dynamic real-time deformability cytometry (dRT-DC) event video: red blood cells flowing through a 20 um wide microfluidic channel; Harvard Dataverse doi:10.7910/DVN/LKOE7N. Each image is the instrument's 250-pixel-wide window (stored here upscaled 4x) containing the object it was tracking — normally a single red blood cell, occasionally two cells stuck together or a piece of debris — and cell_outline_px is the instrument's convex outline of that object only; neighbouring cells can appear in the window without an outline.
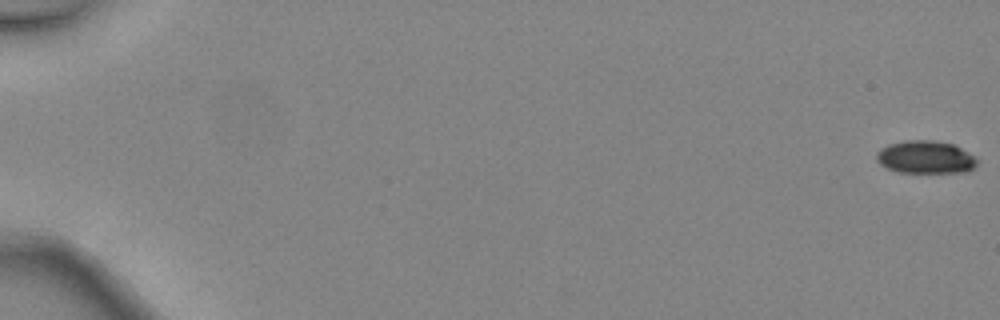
{"species": "common noctule bat (a hibernating species)", "species_latin": "Nyctalus noctula", "temperature_condition": "warm", "stored_images_in_passage": 12, "camera_frame_rate_fps": 3000, "um_per_image_px": 0.085, "animal": {"sex": "female", "body_mass_g": 24.6, "forearm_length_mm": 56.2}, "frame": {"image": 1, "passage_image": 1, "time_ms": 0.0, "image_size_px": [1000, 320], "cell_outline_px": [[976, 164], [968, 172], [896, 172], [880, 164], [876, 160], [876, 152], [880, 148], [888, 144], [904, 140], [936, 140], [952, 144], [976, 156]], "centroid_in_image_um": [78.64, 13.35], "position_along_channel_um": 6.4, "area_um2": 19.31}}